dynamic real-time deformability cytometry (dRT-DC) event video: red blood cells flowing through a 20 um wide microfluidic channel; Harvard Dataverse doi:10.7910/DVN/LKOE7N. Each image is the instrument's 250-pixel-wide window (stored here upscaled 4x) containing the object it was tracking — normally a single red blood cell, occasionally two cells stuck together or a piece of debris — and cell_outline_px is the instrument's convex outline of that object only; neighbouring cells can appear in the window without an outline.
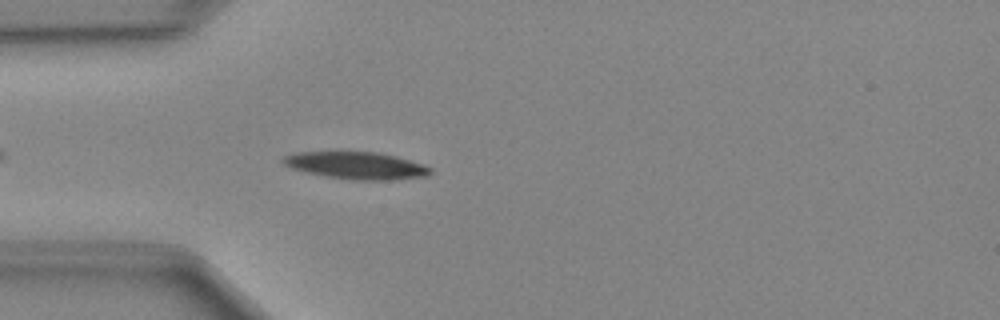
{"species": "Egyptian fruit bat (a non-hibernating species)", "species_latin": "Rousettus aegyptiacus", "temperature_condition": "cold", "stored_images_in_passage": 8, "camera_frame_rate_fps": 3000, "um_per_image_px": 0.085, "animal": {"sex": "female"}, "frame": {"image": 1, "passage_image": 4, "time_ms": 1.0, "image_size_px": [1000, 320], "cell_outline_px": [[432, 172], [428, 176], [392, 180], [352, 180], [328, 176], [308, 172], [292, 168], [284, 164], [280, 160], [284, 156], [296, 152], [376, 152], [396, 156], [424, 164], [432, 168]], "centroid_in_image_um": [30.34, 14.07], "position_along_channel_um": 54.7, "area_um2": 23.29}}